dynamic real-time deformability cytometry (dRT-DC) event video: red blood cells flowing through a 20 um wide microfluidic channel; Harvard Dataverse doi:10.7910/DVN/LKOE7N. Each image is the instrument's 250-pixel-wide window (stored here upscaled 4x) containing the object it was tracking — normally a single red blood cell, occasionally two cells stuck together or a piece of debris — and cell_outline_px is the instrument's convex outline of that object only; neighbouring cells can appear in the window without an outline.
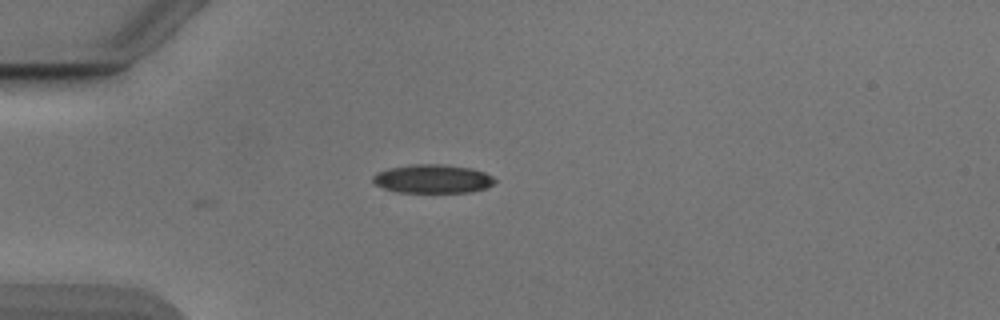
{"species": "Egyptian fruit bat (a non-hibernating species)", "species_latin": "Rousettus aegyptiacus", "temperature_condition": "cold", "stored_images_in_passage": 4, "camera_frame_rate_fps": 3000, "um_per_image_px": 0.085, "animal": {"sex": "male"}, "frame": {"image": 1, "passage_image": 4, "time_ms": 1.0, "image_size_px": [1000, 320], "cell_outline_px": [[496, 180], [492, 184], [484, 188], [468, 192], [396, 192], [372, 184], [372, 176], [376, 172], [388, 168], [412, 164], [444, 164], [472, 168], [484, 172], [492, 176]], "centroid_in_image_um": [36.72, 15.19], "position_along_channel_um": 48.3, "area_um2": 20.46}}